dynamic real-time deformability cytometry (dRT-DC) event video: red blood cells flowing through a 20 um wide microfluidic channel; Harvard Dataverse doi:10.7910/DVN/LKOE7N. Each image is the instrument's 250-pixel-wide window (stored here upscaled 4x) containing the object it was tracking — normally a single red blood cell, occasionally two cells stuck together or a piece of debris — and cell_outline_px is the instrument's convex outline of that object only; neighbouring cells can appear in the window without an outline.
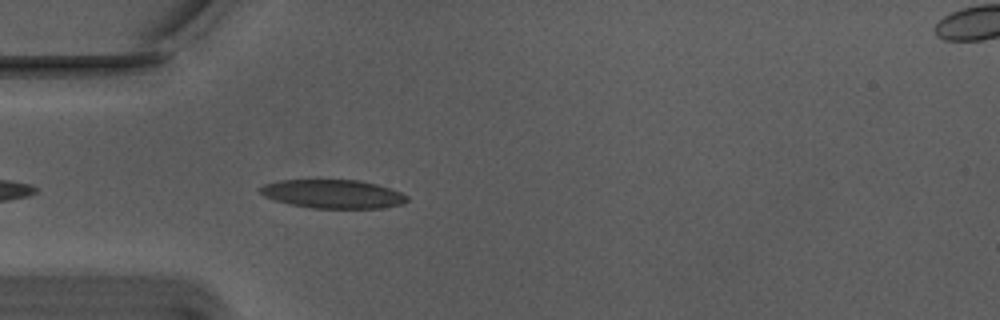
{"species": "Egyptian fruit bat (a non-hibernating species)", "species_latin": "Rousettus aegyptiacus", "temperature_condition": "warm", "stored_images_in_passage": 8, "camera_frame_rate_fps": 3000, "um_per_image_px": 0.085, "animal": {"sex": "male"}, "frame": {"image": 1, "passage_image": 3, "time_ms": 0.667, "image_size_px": [1000, 320], "cell_outline_px": [[408, 200], [404, 204], [380, 208], [312, 208], [292, 204], [276, 200], [264, 196], [260, 192], [260, 188], [264, 184], [280, 180], [360, 180], [376, 184], [400, 192], [408, 196]], "centroid_in_image_um": [28.32, 16.49], "position_along_channel_um": 56.7, "area_um2": 24.33}}